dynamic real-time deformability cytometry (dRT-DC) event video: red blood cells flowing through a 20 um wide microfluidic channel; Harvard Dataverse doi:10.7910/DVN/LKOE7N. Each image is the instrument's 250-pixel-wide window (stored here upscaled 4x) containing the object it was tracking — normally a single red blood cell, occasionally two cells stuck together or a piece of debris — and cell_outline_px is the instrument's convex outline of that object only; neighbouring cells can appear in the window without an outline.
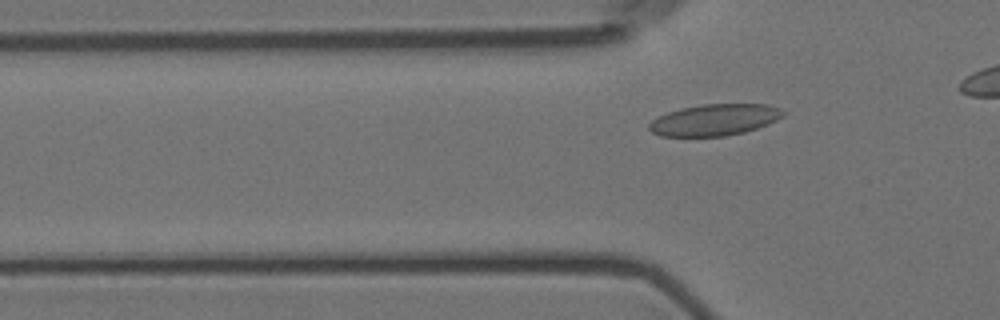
{"species": "Egyptian fruit bat (a non-hibernating species)", "species_latin": "Rousettus aegyptiacus", "temperature_condition": "room temperature", "stored_images_in_passage": 2, "camera_frame_rate_fps": 3000, "um_per_image_px": 0.085, "animal": {"sex": "female"}, "frame": {"image": 1, "passage_image": 2, "time_ms": 0.333, "image_size_px": [1000, 320], "cell_outline_px": [[788, 112], [784, 116], [768, 124], [744, 132], [724, 136], [660, 136], [652, 132], [648, 128], [648, 124], [656, 116], [680, 108], [704, 104], [768, 104], [780, 108]], "centroid_in_image_um": [60.75, 10.18], "position_along_channel_um": 65.1, "area_um2": 24.74}}